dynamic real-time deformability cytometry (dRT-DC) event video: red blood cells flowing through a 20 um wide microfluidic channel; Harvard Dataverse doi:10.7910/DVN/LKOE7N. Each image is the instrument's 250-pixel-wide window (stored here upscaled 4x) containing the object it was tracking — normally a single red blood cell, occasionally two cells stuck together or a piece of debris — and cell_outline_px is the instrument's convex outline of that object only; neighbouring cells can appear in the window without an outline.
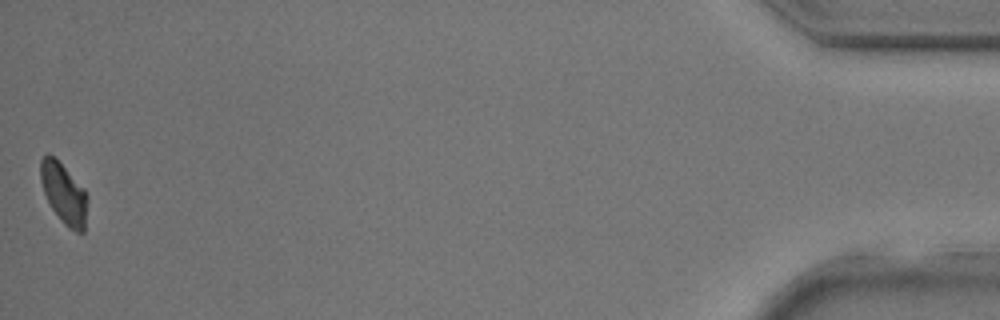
{"species": "common noctule bat (a hibernating species)", "species_latin": "Nyctalus noctula", "temperature_condition": "room temperature", "stored_images_in_passage": 33, "camera_frame_rate_fps": 3000, "um_per_image_px": 0.085, "animal": {"sex": "male", "body_mass_g": 17.9, "forearm_length_mm": 54.2}, "frame": {"image": 1, "passage_image": 33, "time_ms": 10.667, "image_size_px": [1000, 320], "cell_outline_px": [[88, 200], [84, 232], [76, 232], [68, 228], [64, 224], [52, 208], [44, 192], [40, 180], [40, 160], [48, 152], [84, 188], [88, 196]], "centroid_in_image_um": [5.44, 16.47], "position_along_channel_um": 429.8, "area_um2": 16.36}}